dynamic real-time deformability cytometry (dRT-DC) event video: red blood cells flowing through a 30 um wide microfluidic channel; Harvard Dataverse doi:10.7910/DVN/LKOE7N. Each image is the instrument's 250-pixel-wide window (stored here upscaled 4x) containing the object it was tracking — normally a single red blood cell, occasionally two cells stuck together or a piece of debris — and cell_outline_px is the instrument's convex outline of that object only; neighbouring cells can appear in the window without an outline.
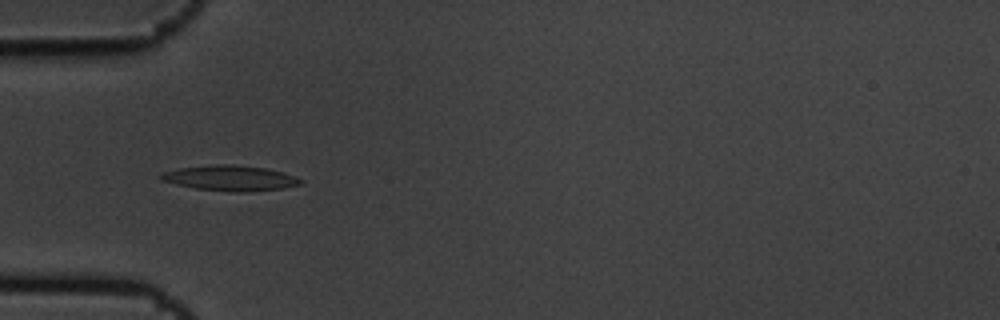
{"species": "common noctule bat (a hibernating species)", "species_latin": "Nyctalus noctula", "temperature_condition": "cold", "stored_images_in_passage": 11, "camera_frame_rate_fps": 3000, "um_per_image_px": 0.085, "animal": {"sex": "male", "body_mass_g": 19.5, "forearm_length_mm": 54.6}, "frame": {"image": 1, "passage_image": 1, "time_ms": 0.0, "image_size_px": [1000, 320], "cell_outline_px": [[304, 180], [300, 184], [284, 188], [244, 192], [232, 192], [196, 188], [176, 184], [160, 180], [156, 176], [164, 172], [180, 168], [216, 164], [232, 164], [264, 168], [284, 172], [296, 176]], "centroid_in_image_um": [19.58, 15.14], "position_along_channel_um": 65.4, "area_um2": 20.63}}
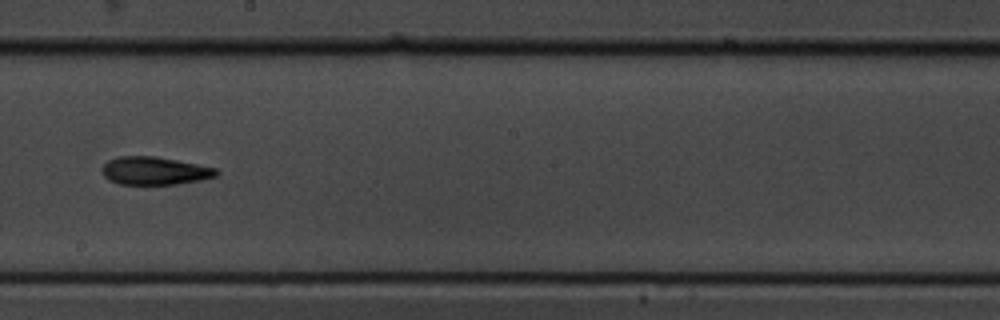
{"frame": {"image": 2, "passage_image": 5, "time_ms": 1.333, "image_size_px": [1000, 320], "cell_outline_px": [[220, 172], [216, 176], [200, 180], [176, 184], [120, 184], [108, 180], [104, 176], [100, 168], [108, 160], [120, 156], [156, 156], [216, 168]], "centroid_in_image_um": [13.11, 14.51], "position_along_channel_um": 235.1, "area_um2": 18.61}}
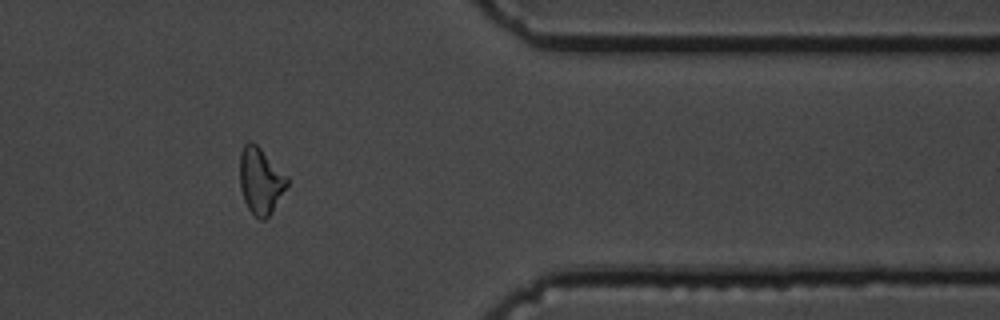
{"frame": {"image": 3, "passage_image": 9, "time_ms": 2.667, "image_size_px": [1000, 320], "cell_outline_px": [[288, 184], [272, 212], [264, 220], [260, 220], [248, 208], [244, 200], [240, 188], [240, 152], [244, 144], [248, 140], [252, 140], [288, 176]], "centroid_in_image_um": [22.14, 15.34], "position_along_channel_um": 389.3, "area_um2": 18.26}}